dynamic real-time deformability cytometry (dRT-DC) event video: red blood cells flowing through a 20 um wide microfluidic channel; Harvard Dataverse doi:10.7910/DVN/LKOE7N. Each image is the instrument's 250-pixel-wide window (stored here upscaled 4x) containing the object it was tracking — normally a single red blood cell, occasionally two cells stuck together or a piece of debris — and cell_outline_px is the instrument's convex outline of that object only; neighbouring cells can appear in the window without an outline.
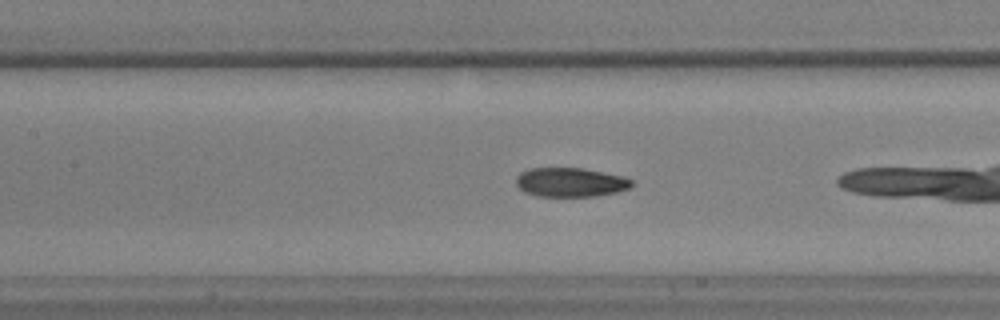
{"species": "common noctule bat (a hibernating species)", "species_latin": "Nyctalus noctula", "temperature_condition": "warm", "stored_images_in_passage": 16, "camera_frame_rate_fps": 3000, "um_per_image_px": 0.085, "animal": {"sex": "male", "body_mass_g": 17.9, "forearm_length_mm": 54.2}, "frame": {"image": 1, "passage_image": 12, "time_ms": 3.667, "image_size_px": [1000, 320], "cell_outline_px": [[632, 184], [628, 188], [616, 192], [596, 196], [536, 196], [524, 192], [516, 184], [516, 176], [520, 172], [528, 168], [584, 168], [624, 176], [632, 180]], "centroid_in_image_um": [48.46, 15.48], "position_along_channel_um": 158.9, "area_um2": 19.71}}